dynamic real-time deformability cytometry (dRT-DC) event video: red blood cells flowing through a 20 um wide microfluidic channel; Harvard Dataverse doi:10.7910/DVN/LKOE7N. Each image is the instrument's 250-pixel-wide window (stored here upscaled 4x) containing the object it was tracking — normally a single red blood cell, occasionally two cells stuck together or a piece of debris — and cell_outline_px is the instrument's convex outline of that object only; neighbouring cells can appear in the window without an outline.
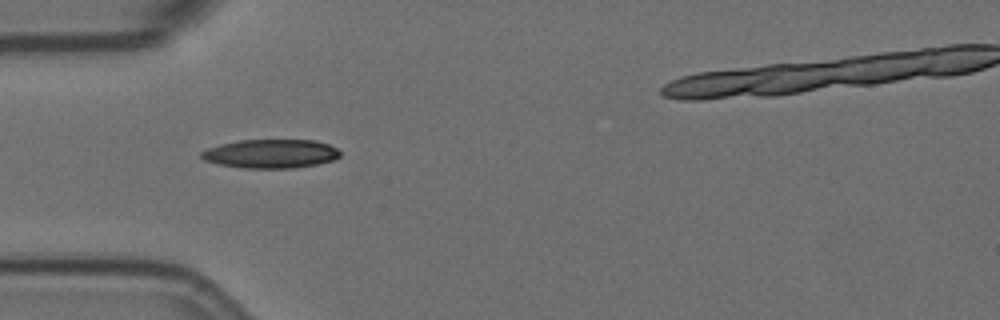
{"species": "Egyptian fruit bat (a non-hibernating species)", "species_latin": "Rousettus aegyptiacus", "temperature_condition": "room temperature", "stored_images_in_passage": 10, "camera_frame_rate_fps": 3000, "um_per_image_px": 0.085, "animal": {"sex": "female"}, "frame": {"image": 1, "passage_image": 5, "time_ms": 5.333, "image_size_px": [1000, 320], "cell_outline_px": [[340, 156], [332, 160], [316, 164], [292, 168], [244, 168], [220, 164], [204, 160], [200, 156], [200, 152], [208, 148], [220, 144], [240, 140], [316, 140], [328, 144], [336, 148], [340, 152]], "centroid_in_image_um": [23.01, 13.06], "position_along_channel_um": 62.0, "area_um2": 23.18}}
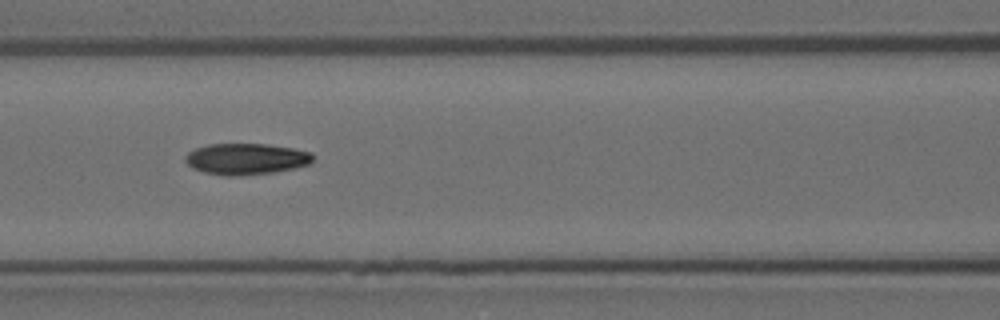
{"frame": {"image": 2, "passage_image": 7, "time_ms": 7.667, "image_size_px": [1000, 320], "cell_outline_px": [[312, 160], [308, 164], [296, 168], [272, 172], [236, 176], [228, 176], [204, 172], [192, 168], [184, 160], [184, 156], [188, 152], [196, 148], [208, 144], [268, 144], [292, 148], [312, 152]], "centroid_in_image_um": [20.89, 13.5], "position_along_channel_um": 145.7, "area_um2": 23.18}}
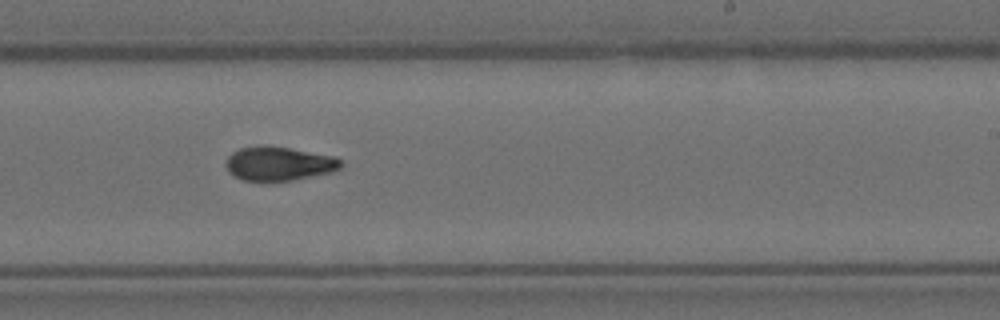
{"frame": {"image": 3, "passage_image": 10, "time_ms": 11.0, "image_size_px": [1000, 320], "cell_outline_px": [[340, 168], [332, 172], [292, 180], [244, 180], [228, 172], [228, 156], [232, 152], [240, 148], [256, 144], [268, 144], [336, 156], [340, 160]], "centroid_in_image_um": [23.71, 13.87], "position_along_channel_um": 265.3, "area_um2": 22.72}}